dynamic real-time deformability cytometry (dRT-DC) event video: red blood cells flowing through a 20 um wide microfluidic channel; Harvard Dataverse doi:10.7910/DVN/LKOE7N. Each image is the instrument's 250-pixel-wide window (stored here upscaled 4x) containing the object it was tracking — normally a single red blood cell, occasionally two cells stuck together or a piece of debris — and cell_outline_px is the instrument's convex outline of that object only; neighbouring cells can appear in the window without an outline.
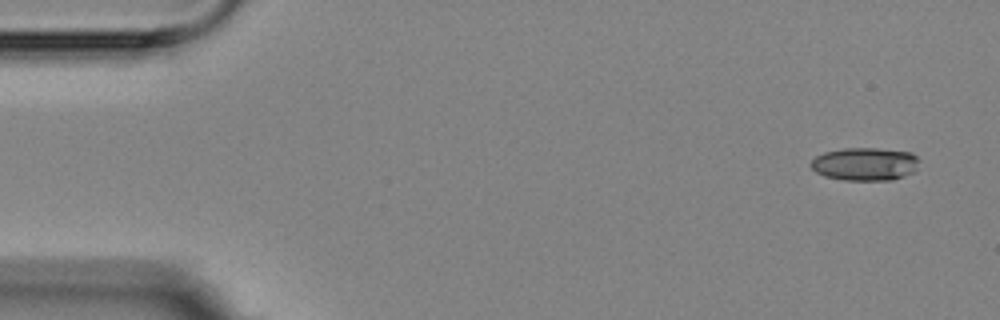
{"species": "Egyptian fruit bat (a non-hibernating species)", "species_latin": "Rousettus aegyptiacus", "temperature_condition": "room temperature", "stored_images_in_passage": 6, "camera_frame_rate_fps": 3000, "um_per_image_px": 0.085, "animal": {"sex": "female"}, "frame": {"image": 1, "passage_image": 1, "time_ms": 0.0, "image_size_px": [1000, 320], "cell_outline_px": [[920, 160], [916, 172], [892, 180], [844, 180], [824, 176], [816, 172], [808, 164], [816, 156], [824, 152], [844, 148], [876, 148], [912, 152]], "centroid_in_image_um": [73.55, 13.94], "position_along_channel_um": 11.5, "area_um2": 21.15}}
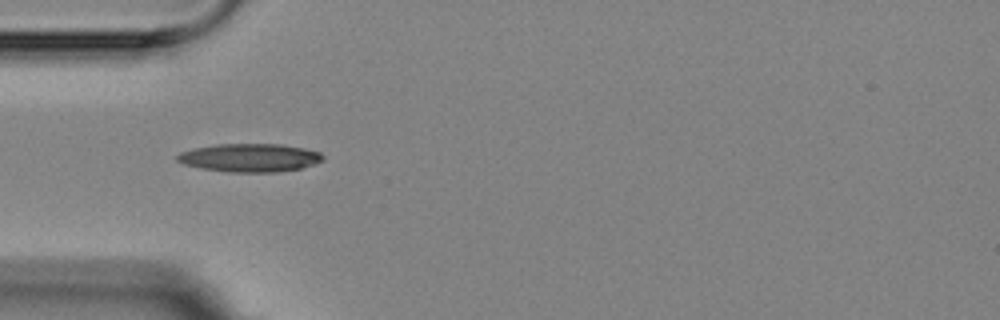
{"frame": {"image": 2, "passage_image": 5, "time_ms": 4.667, "image_size_px": [1000, 320], "cell_outline_px": [[324, 160], [300, 168], [276, 172], [228, 172], [200, 168], [184, 164], [176, 160], [176, 156], [180, 152], [196, 148], [216, 144], [280, 144], [304, 148], [320, 152], [324, 156]], "centroid_in_image_um": [21.22, 13.4], "position_along_channel_um": 63.8, "area_um2": 23.93}}
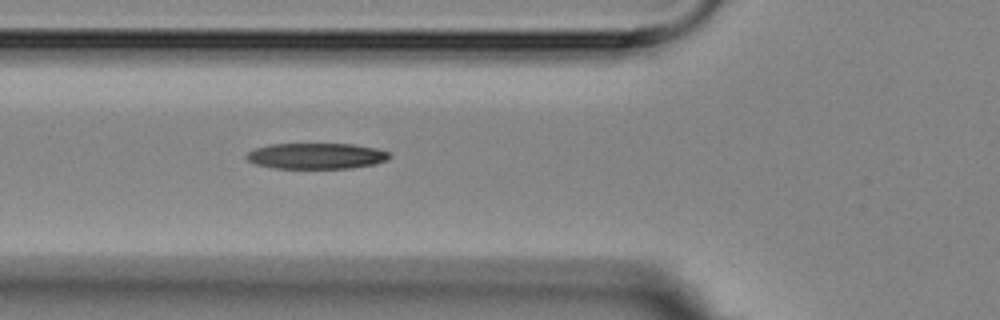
{"frame": {"image": 3, "passage_image": 6, "time_ms": 5.667, "image_size_px": [1000, 320], "cell_outline_px": [[392, 156], [388, 160], [372, 164], [352, 168], [276, 168], [256, 164], [248, 160], [244, 156], [248, 152], [256, 148], [272, 144], [352, 144], [376, 148], [388, 152]], "centroid_in_image_um": [26.9, 13.25], "position_along_channel_um": 98.9, "area_um2": 21.44}}